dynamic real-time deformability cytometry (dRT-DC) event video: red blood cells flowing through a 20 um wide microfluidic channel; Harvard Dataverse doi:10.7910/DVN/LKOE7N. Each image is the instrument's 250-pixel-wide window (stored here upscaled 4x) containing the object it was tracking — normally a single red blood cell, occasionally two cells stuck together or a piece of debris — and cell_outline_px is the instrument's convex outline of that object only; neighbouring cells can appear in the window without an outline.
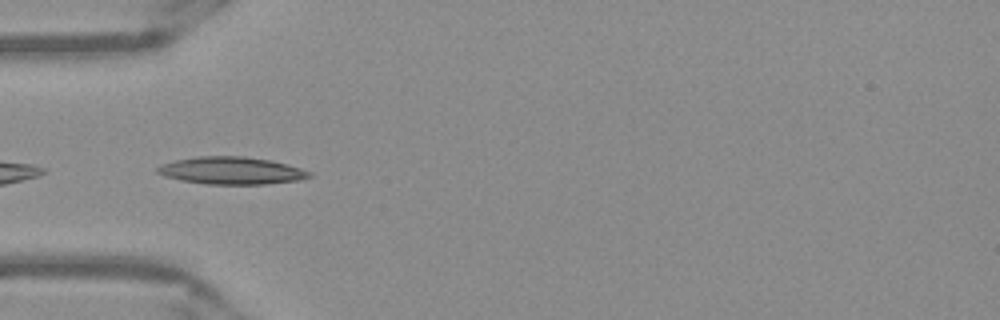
{"species": "Egyptian fruit bat (a non-hibernating species)", "species_latin": "Rousettus aegyptiacus", "temperature_condition": "warm", "stored_images_in_passage": 22, "camera_frame_rate_fps": 3000, "um_per_image_px": 0.085, "frame": {"image": 1, "passage_image": 1, "time_ms": 0.0, "image_size_px": [1000, 320], "cell_outline_px": [[312, 176], [300, 180], [264, 184], [204, 184], [180, 180], [164, 176], [156, 172], [156, 168], [160, 164], [176, 160], [196, 156], [244, 156], [272, 160], [300, 168], [312, 172]], "centroid_in_image_um": [19.66, 14.5], "position_along_channel_um": 65.3, "area_um2": 24.39}}
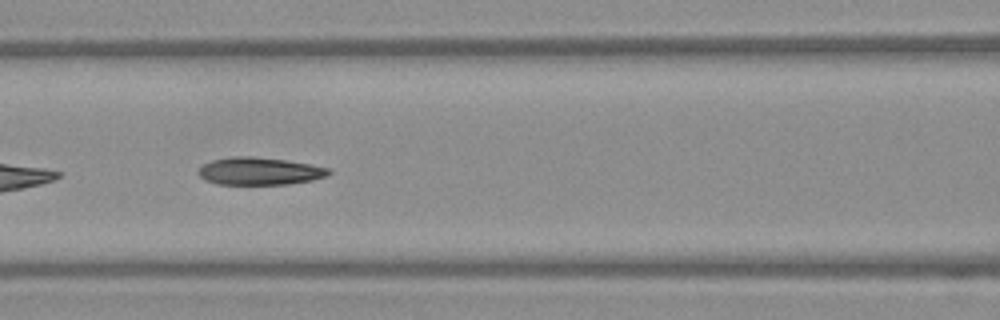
{"frame": {"image": 2, "passage_image": 7, "time_ms": 2.0, "image_size_px": [1000, 320], "cell_outline_px": [[332, 172], [328, 176], [312, 180], [288, 184], [216, 184], [204, 180], [196, 172], [204, 164], [212, 160], [236, 156], [252, 156], [284, 160], [312, 164], [332, 168]], "centroid_in_image_um": [22.09, 14.55], "position_along_channel_um": 144.5, "area_um2": 21.04}}
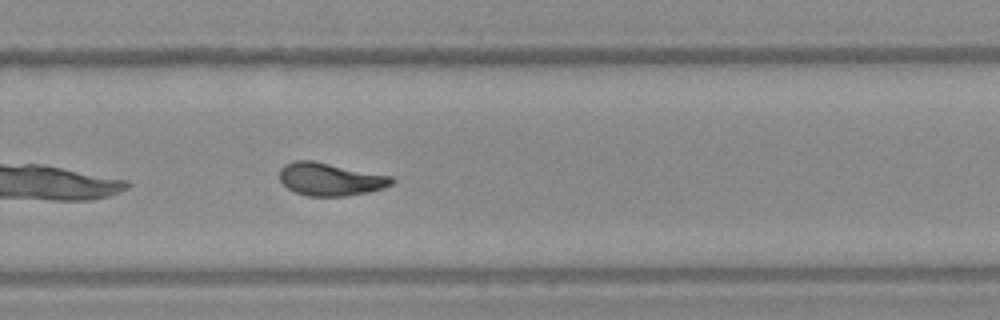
{"frame": {"image": 3, "passage_image": 19, "time_ms": 6.0, "image_size_px": [1000, 320], "cell_outline_px": [[396, 180], [392, 184], [384, 188], [368, 192], [348, 196], [308, 196], [296, 192], [288, 188], [280, 180], [280, 168], [284, 164], [296, 160], [312, 160], [392, 176]], "centroid_in_image_um": [28.09, 15.23], "position_along_channel_um": 301.7, "area_um2": 21.5}}